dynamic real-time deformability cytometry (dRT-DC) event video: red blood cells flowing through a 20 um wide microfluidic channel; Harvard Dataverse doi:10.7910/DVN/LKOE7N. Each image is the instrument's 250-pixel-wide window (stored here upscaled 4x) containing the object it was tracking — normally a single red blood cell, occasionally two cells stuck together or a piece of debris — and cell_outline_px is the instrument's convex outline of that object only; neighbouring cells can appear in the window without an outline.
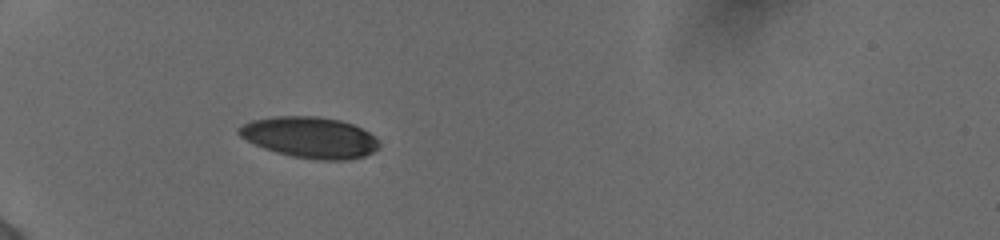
{"species": "human", "species_latin": "Homo sapiens", "temperature_condition": "cold", "stored_images_in_passage": 35, "camera_frame_rate_fps": 3000, "um_per_image_px": 0.085, "donor": {"sex": "female"}, "frame": {"image": 1, "passage_image": 1, "time_ms": 0.0, "image_size_px": [1000, 240], "cell_outline_px": [[380, 144], [372, 152], [364, 156], [348, 160], [316, 160], [292, 156], [276, 152], [264, 148], [240, 136], [236, 132], [236, 128], [252, 120], [276, 116], [320, 116], [340, 120], [352, 124], [376, 136]], "centroid_in_image_um": [26.35, 11.67], "position_along_channel_um": 58.7, "area_um2": 33.52}}
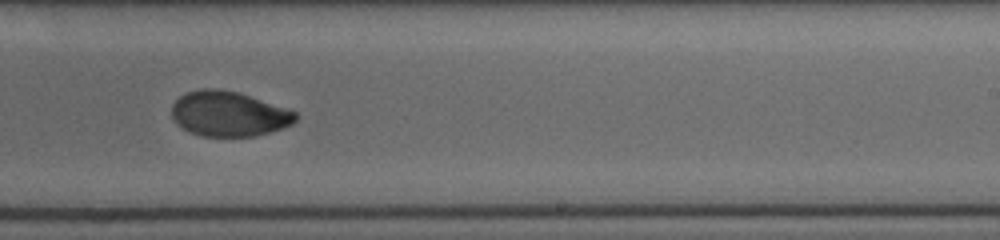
{"frame": {"image": 2, "passage_image": 19, "time_ms": 6.0, "image_size_px": [1000, 240], "cell_outline_px": [[296, 120], [292, 124], [256, 136], [200, 136], [176, 124], [172, 116], [172, 104], [180, 96], [188, 92], [204, 88], [216, 88], [236, 92], [296, 112]], "centroid_in_image_um": [19.4, 9.68], "position_along_channel_um": 269.6, "area_um2": 31.91}}
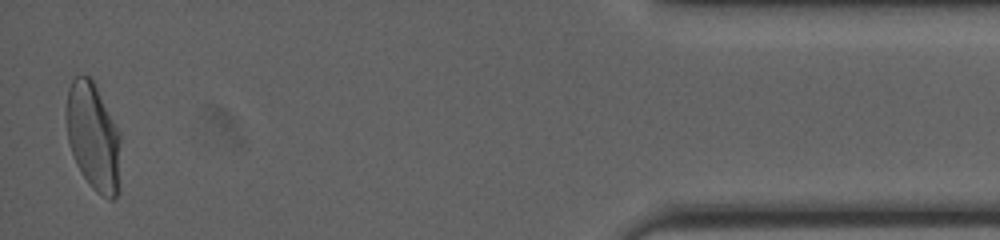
{"frame": {"image": 3, "passage_image": 35, "time_ms": 11.333, "image_size_px": [1000, 240], "cell_outline_px": [[120, 192], [112, 200], [108, 200], [100, 196], [88, 184], [80, 172], [76, 164], [68, 144], [68, 88], [72, 80], [76, 76], [88, 76], [92, 80], [120, 136]], "centroid_in_image_um": [7.95, 11.76], "position_along_channel_um": 427.2, "area_um2": 33.7}, "authors_computed_cell_mechanics": {"area_um2": 33.6396, "velocity_mm_per_s": 3.8754, "shape_relaxation_time_tau1_ms": 4.5645, "shape_relaxation_time_tau2_ms": 2.0504, "deformation_change_tau1": 0.1789, "deformation_change_tau2": 0.0336}}